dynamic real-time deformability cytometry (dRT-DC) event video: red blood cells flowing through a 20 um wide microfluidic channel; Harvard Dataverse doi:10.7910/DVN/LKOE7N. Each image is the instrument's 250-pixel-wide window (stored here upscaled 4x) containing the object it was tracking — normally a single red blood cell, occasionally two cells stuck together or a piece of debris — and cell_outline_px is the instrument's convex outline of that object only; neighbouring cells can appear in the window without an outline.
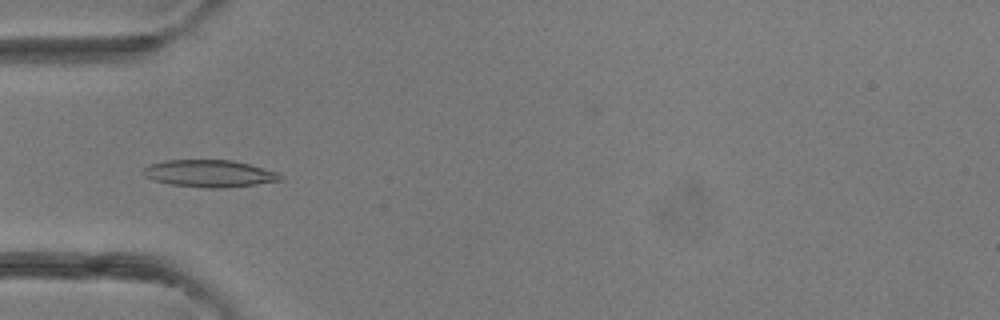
{"species": "common noctule bat (a hibernating species)", "species_latin": "Nyctalus noctula", "temperature_condition": "room temperature", "stored_images_in_passage": 37, "camera_frame_rate_fps": 3000, "um_per_image_px": 0.085, "animal": {"sex": "female"}, "frame": {"image": 1, "passage_image": 9, "time_ms": 2.667, "image_size_px": [1000, 320], "cell_outline_px": [[284, 180], [228, 188], [204, 188], [172, 184], [156, 180], [144, 176], [144, 168], [148, 164], [164, 160], [232, 160], [280, 172], [284, 176]], "centroid_in_image_um": [17.87, 14.75], "position_along_channel_um": 67.1, "area_um2": 21.79}}
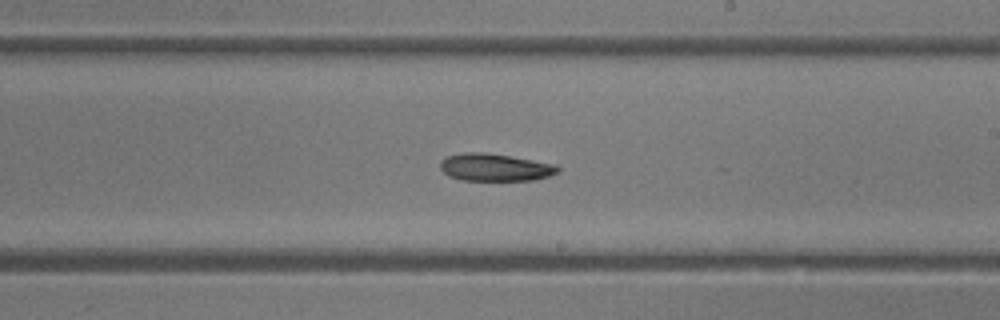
{"frame": {"image": 2, "passage_image": 20, "time_ms": 6.333, "image_size_px": [1000, 320], "cell_outline_px": [[560, 172], [536, 180], [460, 180], [448, 176], [440, 168], [440, 160], [448, 156], [464, 152], [484, 152], [508, 156], [552, 164], [560, 168]], "centroid_in_image_um": [42.03, 14.23], "position_along_channel_um": 247.0, "area_um2": 18.67}}
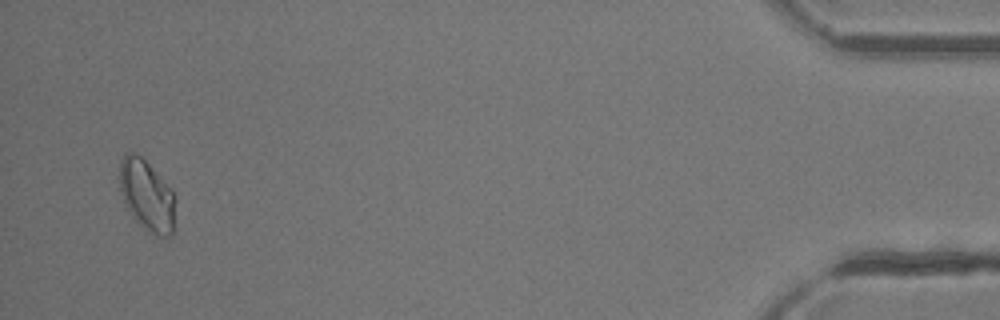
{"frame": {"image": 3, "passage_image": 36, "time_ms": 11.667, "image_size_px": [1000, 320], "cell_outline_px": [[176, 200], [172, 236], [156, 236], [148, 232], [132, 216], [120, 192], [120, 160], [124, 152], [132, 152], [140, 156], [172, 188], [176, 196]], "centroid_in_image_um": [12.51, 16.61], "position_along_channel_um": 422.7, "area_um2": 23.18}}